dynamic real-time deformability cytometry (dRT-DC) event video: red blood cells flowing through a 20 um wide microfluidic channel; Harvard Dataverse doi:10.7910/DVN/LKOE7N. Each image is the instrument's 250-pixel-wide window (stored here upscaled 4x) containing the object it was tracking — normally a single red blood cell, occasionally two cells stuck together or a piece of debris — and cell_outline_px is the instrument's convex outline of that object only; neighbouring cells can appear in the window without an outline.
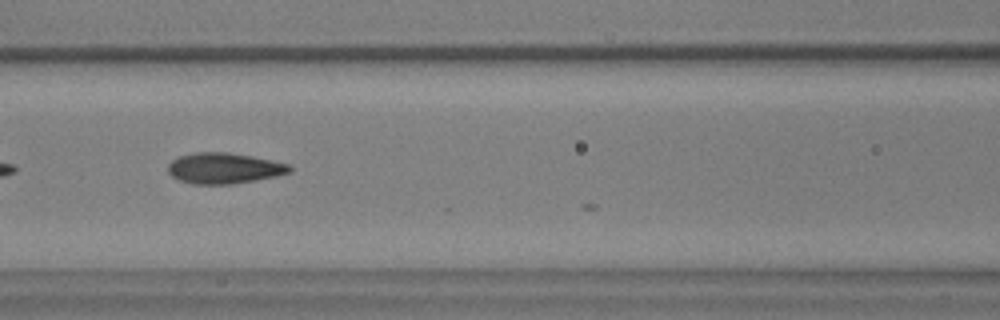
{"species": "common noctule bat (a hibernating species)", "species_latin": "Nyctalus noctula", "temperature_condition": "warm", "stored_images_in_passage": 12, "camera_frame_rate_fps": 3000, "um_per_image_px": 0.085, "animal": {"sex": "male", "body_mass_g": 17.9, "forearm_length_mm": 54.2}, "frame": {"image": 1, "passage_image": 9, "time_ms": 2.667, "image_size_px": [1000, 320], "cell_outline_px": [[292, 172], [276, 176], [256, 180], [232, 184], [192, 184], [180, 180], [172, 176], [168, 172], [168, 164], [176, 156], [196, 152], [228, 152], [252, 156], [288, 164], [292, 168]], "centroid_in_image_um": [19.03, 14.29], "position_along_channel_um": 147.6, "area_um2": 21.91}}